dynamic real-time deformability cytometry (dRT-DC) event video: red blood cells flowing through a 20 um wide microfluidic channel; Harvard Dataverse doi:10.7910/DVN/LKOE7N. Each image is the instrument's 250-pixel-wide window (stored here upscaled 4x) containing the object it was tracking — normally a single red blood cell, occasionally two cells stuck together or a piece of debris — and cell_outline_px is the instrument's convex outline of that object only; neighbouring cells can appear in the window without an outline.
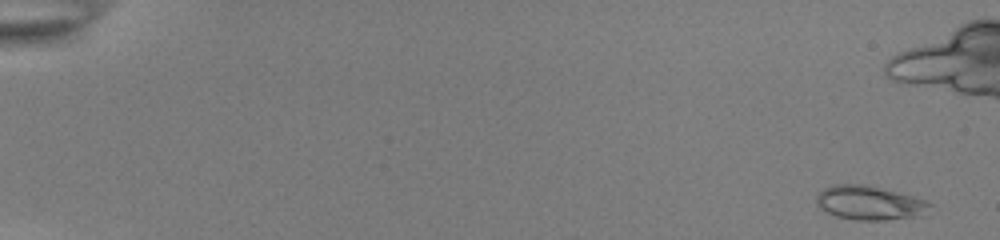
{"species": "common noctule bat (a hibernating species)", "species_latin": "Nyctalus noctula", "temperature_condition": "room temperature", "stored_images_in_passage": 49, "camera_frame_rate_fps": 3000, "um_per_image_px": 0.085, "animal": {"sex": "female", "body_mass_g": 22.0, "forearm_length_mm": 56.7}, "frame": {"image": 1, "passage_image": 3, "time_ms": 0.667, "image_size_px": [1000, 240], "cell_outline_px": [[932, 204], [924, 216], [884, 220], [856, 220], [836, 216], [820, 208], [816, 204], [816, 196], [824, 188], [832, 184], [864, 184], [928, 200]], "centroid_in_image_um": [73.93, 17.25], "position_along_channel_um": 11.1, "area_um2": 22.6}}
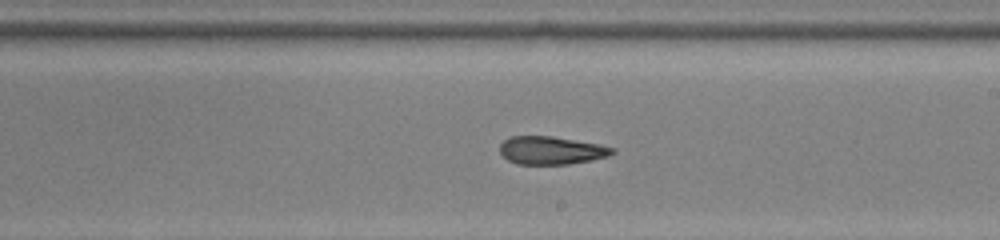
{"frame": {"image": 2, "passage_image": 34, "time_ms": 11.0, "image_size_px": [1000, 240], "cell_outline_px": [[616, 152], [608, 156], [592, 160], [568, 164], [516, 164], [508, 160], [500, 152], [500, 144], [504, 140], [512, 136], [552, 136], [600, 144], [616, 148]], "centroid_in_image_um": [46.89, 12.78], "position_along_channel_um": 242.1, "area_um2": 18.44}}
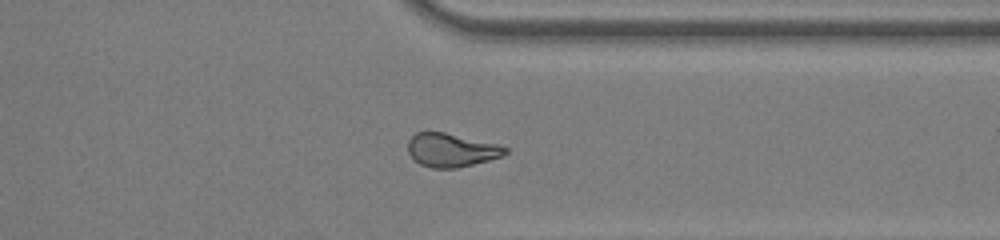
{"frame": {"image": 3, "passage_image": 44, "time_ms": 14.333, "image_size_px": [1000, 240], "cell_outline_px": [[508, 152], [500, 156], [488, 160], [456, 168], [432, 168], [420, 164], [408, 152], [408, 140], [416, 132], [444, 132], [496, 144], [508, 148]], "centroid_in_image_um": [38.33, 12.75], "position_along_channel_um": 373.1, "area_um2": 18.67}}